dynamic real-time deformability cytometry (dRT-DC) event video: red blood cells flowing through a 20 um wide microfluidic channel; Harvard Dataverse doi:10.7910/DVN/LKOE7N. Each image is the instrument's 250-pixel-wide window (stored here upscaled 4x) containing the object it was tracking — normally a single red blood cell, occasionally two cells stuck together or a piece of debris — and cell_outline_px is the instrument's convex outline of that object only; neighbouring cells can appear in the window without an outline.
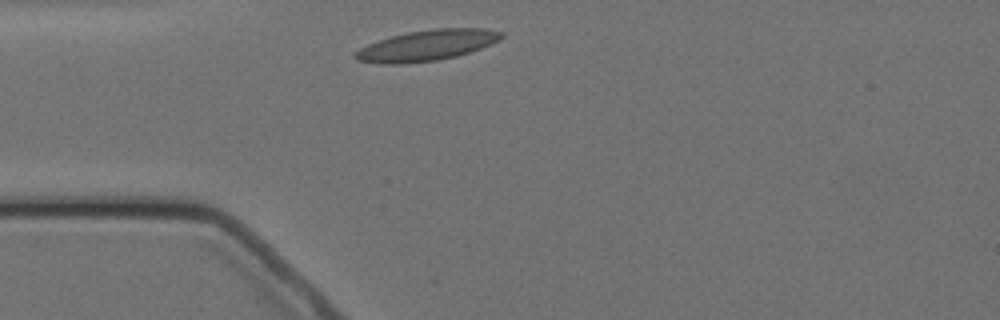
{"species": "Egyptian fruit bat (a non-hibernating species)", "species_latin": "Rousettus aegyptiacus", "temperature_condition": "cold", "stored_images_in_passage": 2, "camera_frame_rate_fps": 3000, "um_per_image_px": 0.085, "animal": {"sex": "female"}, "frame": {"image": 1, "passage_image": 1, "time_ms": 0.0, "image_size_px": [1000, 320], "cell_outline_px": [[504, 36], [500, 40], [480, 48], [456, 56], [436, 60], [400, 64], [384, 64], [356, 60], [352, 56], [352, 52], [368, 44], [392, 36], [408, 32], [436, 28], [484, 28], [504, 32]], "centroid_in_image_um": [36.27, 3.85], "position_along_channel_um": 48.7, "area_um2": 26.07}}